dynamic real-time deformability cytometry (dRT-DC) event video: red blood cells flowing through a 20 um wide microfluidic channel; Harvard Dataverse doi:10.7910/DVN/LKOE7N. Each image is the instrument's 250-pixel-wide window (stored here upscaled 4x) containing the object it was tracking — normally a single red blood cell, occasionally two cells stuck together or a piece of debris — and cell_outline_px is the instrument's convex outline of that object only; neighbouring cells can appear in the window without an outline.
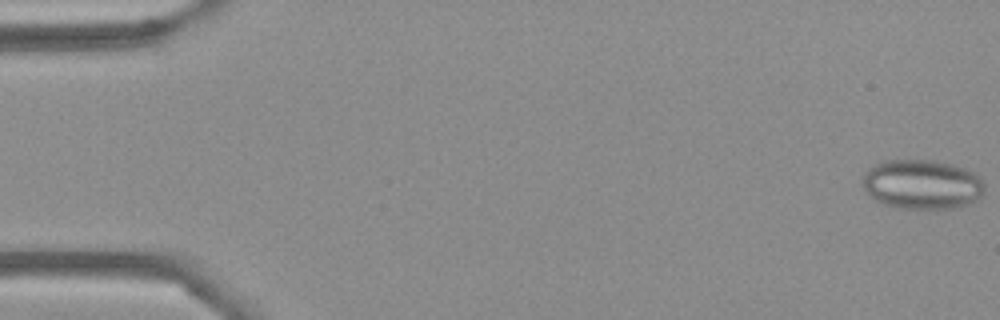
{"species": "Egyptian fruit bat (a non-hibernating species)", "species_latin": "Rousettus aegyptiacus", "temperature_condition": "cold", "stored_images_in_passage": 55, "camera_frame_rate_fps": 3000, "um_per_image_px": 0.085, "frame": {"image": 1, "passage_image": 1, "time_ms": 0.0, "image_size_px": [1000, 320], "cell_outline_px": [[984, 192], [976, 200], [968, 204], [956, 208], [900, 208], [880, 204], [868, 196], [864, 188], [864, 176], [868, 168], [872, 164], [880, 160], [936, 160], [952, 164], [964, 168], [980, 176], [984, 184]], "centroid_in_image_um": [78.35, 15.66], "position_along_channel_um": 6.6, "area_um2": 35.6}}
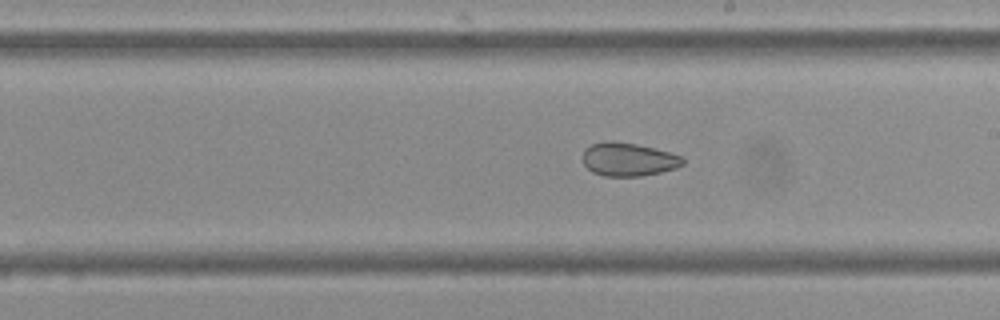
{"frame": {"image": 2, "passage_image": 31, "time_ms": 10.0, "image_size_px": [1000, 320], "cell_outline_px": [[684, 164], [676, 168], [660, 172], [640, 176], [604, 176], [592, 172], [584, 164], [580, 156], [584, 148], [592, 144], [608, 140], [612, 140], [636, 144], [684, 156]], "centroid_in_image_um": [53.37, 13.54], "position_along_channel_um": 235.6, "area_um2": 19.65}}
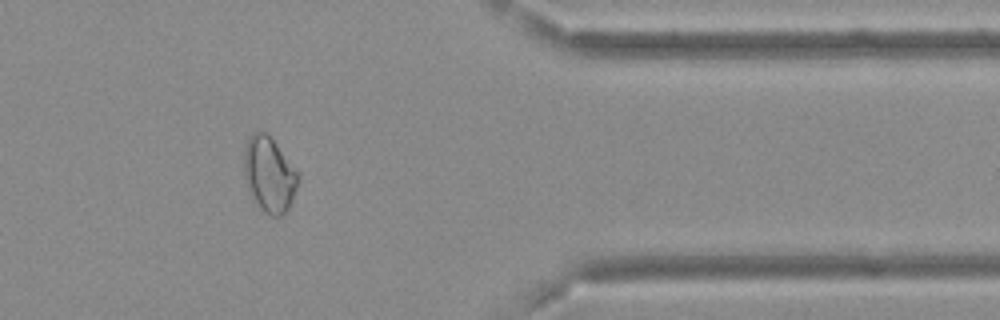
{"frame": {"image": 3, "passage_image": 45, "time_ms": 14.667, "image_size_px": [1000, 320], "cell_outline_px": [[300, 180], [292, 200], [288, 208], [280, 216], [272, 216], [264, 212], [252, 200], [244, 176], [244, 152], [248, 136], [256, 128], [268, 132], [300, 176]], "centroid_in_image_um": [22.86, 14.79], "position_along_channel_um": 388.5, "area_um2": 24.04}, "authors_computed_cell_mechanics": {"area_um2": 24.9696, "velocity_mm_per_s": 3.7018, "shape_relaxation_time_tau1_ms": null, "shape_relaxation_time_tau2_ms": 3.6403, "deformation_change_tau1": null, "deformation_change_tau2": 0.0891}}